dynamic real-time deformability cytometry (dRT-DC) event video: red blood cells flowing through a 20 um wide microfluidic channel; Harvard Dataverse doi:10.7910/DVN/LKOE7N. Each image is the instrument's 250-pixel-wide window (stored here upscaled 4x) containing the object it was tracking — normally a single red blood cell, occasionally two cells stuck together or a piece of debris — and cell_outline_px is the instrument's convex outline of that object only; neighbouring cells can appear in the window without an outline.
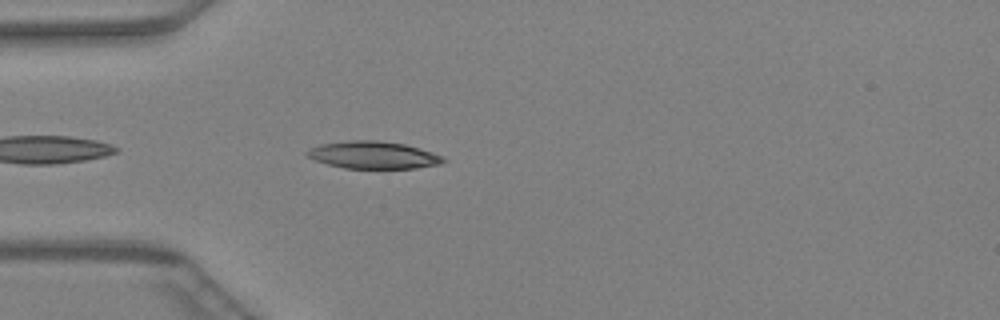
{"species": "Egyptian fruit bat (a non-hibernating species)", "species_latin": "Rousettus aegyptiacus", "temperature_condition": "warm", "stored_images_in_passage": 11, "camera_frame_rate_fps": 3000, "um_per_image_px": 0.085, "animal": {"sex": "female"}, "frame": {"image": 1, "passage_image": 2, "time_ms": 0.333, "image_size_px": [1000, 320], "cell_outline_px": [[448, 160], [440, 164], [416, 168], [344, 168], [312, 160], [304, 152], [320, 144], [352, 140], [376, 140], [404, 144], [420, 148], [444, 156]], "centroid_in_image_um": [31.75, 13.18], "position_along_channel_um": 53.3, "area_um2": 21.73}}
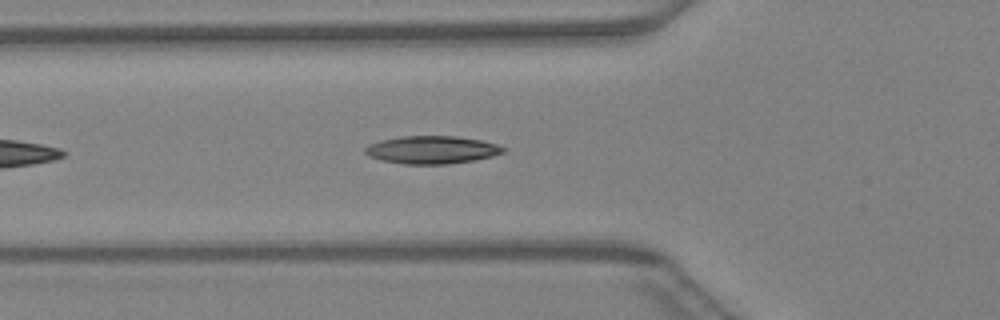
{"frame": {"image": 2, "passage_image": 5, "time_ms": 1.333, "image_size_px": [1000, 320], "cell_outline_px": [[508, 148], [504, 152], [492, 156], [476, 160], [448, 164], [404, 164], [380, 160], [368, 156], [364, 152], [364, 148], [368, 144], [380, 140], [400, 136], [456, 136], [480, 140], [496, 144]], "centroid_in_image_um": [36.69, 12.73], "position_along_channel_um": 89.1, "area_um2": 22.6}}
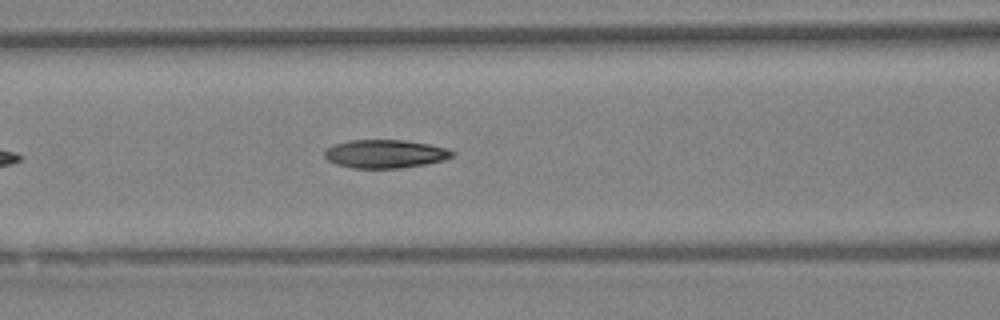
{"frame": {"image": 3, "passage_image": 8, "time_ms": 2.333, "image_size_px": [1000, 320], "cell_outline_px": [[456, 156], [444, 160], [424, 164], [400, 168], [352, 168], [336, 164], [328, 160], [324, 156], [324, 152], [332, 144], [348, 140], [404, 140], [428, 144], [448, 148], [456, 152]], "centroid_in_image_um": [32.76, 13.07], "position_along_channel_um": 133.8, "area_um2": 21.27}}